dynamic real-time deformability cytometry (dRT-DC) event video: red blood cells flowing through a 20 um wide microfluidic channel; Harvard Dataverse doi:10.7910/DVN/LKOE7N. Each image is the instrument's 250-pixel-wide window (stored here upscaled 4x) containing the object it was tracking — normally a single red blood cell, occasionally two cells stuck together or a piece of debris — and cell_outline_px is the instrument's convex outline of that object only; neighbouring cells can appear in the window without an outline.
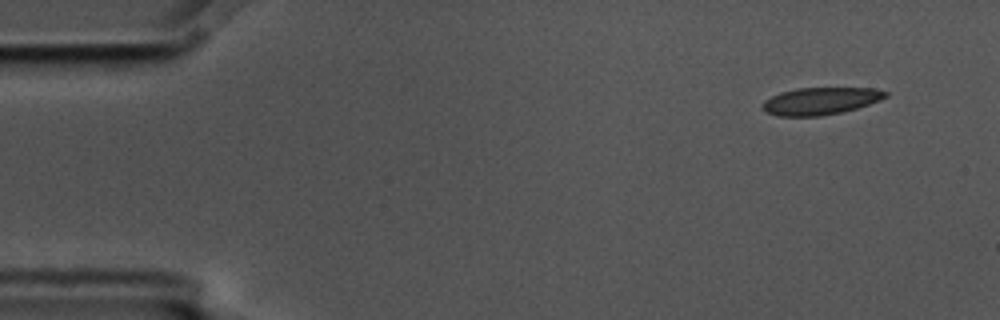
{"species": "common noctule bat (a hibernating species)", "species_latin": "Nyctalus noctula", "temperature_condition": "cold", "stored_images_in_passage": 4, "camera_frame_rate_fps": 3000, "um_per_image_px": 0.085, "animal": {"sex": "male", "body_mass_g": 17.5, "forearm_length_mm": 52.3}, "frame": {"image": 1, "passage_image": 1, "time_ms": 0.0, "image_size_px": [1000, 320], "cell_outline_px": [[888, 96], [880, 100], [856, 108], [840, 112], [820, 116], [780, 116], [768, 112], [760, 108], [760, 104], [764, 100], [780, 92], [796, 88], [872, 88], [888, 92]], "centroid_in_image_um": [69.7, 8.58], "position_along_channel_um": 15.3, "area_um2": 19.48}}
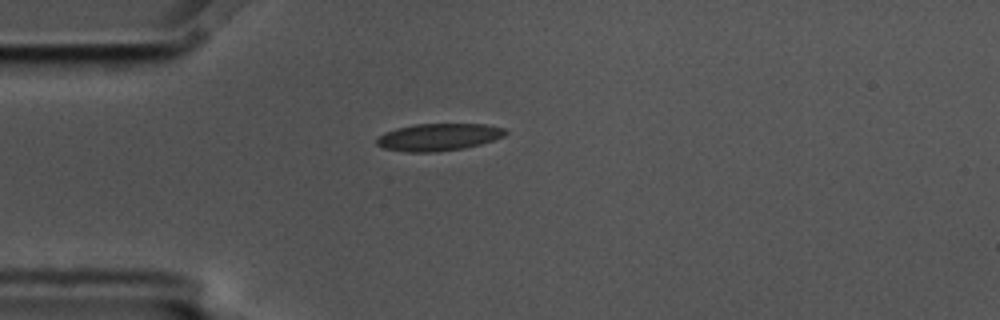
{"frame": {"image": 2, "passage_image": 4, "time_ms": 1.0, "image_size_px": [1000, 320], "cell_outline_px": [[508, 132], [504, 136], [480, 144], [464, 148], [432, 152], [408, 152], [384, 148], [376, 144], [376, 140], [384, 132], [396, 128], [416, 124], [484, 124], [504, 128]], "centroid_in_image_um": [37.26, 11.65], "position_along_channel_um": 47.7, "area_um2": 20.29}}